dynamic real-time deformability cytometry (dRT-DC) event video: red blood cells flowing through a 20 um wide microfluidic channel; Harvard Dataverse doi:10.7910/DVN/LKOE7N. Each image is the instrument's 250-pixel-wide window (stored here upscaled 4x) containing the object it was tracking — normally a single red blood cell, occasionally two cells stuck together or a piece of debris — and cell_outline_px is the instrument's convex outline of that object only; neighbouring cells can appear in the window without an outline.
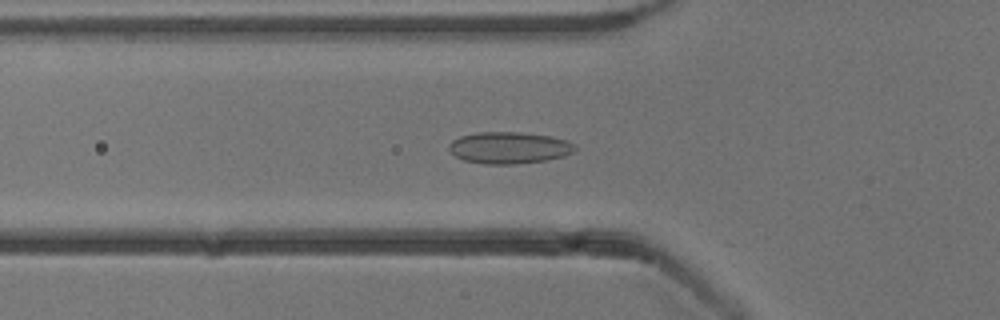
{"species": "common noctule bat (a hibernating species)", "species_latin": "Nyctalus noctula", "temperature_condition": "cold", "stored_images_in_passage": 49, "camera_frame_rate_fps": 3000, "um_per_image_px": 0.085, "animal": {"sex": "male", "body_mass_g": 13.3}, "frame": {"image": 1, "passage_image": 14, "time_ms": 4.333, "image_size_px": [1000, 320], "cell_outline_px": [[576, 148], [572, 152], [564, 156], [548, 160], [512, 164], [484, 164], [464, 160], [456, 156], [448, 148], [448, 144], [452, 140], [460, 136], [476, 132], [520, 132], [548, 136], [568, 140], [576, 144]], "centroid_in_image_um": [43.27, 12.55], "position_along_channel_um": 82.5, "area_um2": 23.35}}
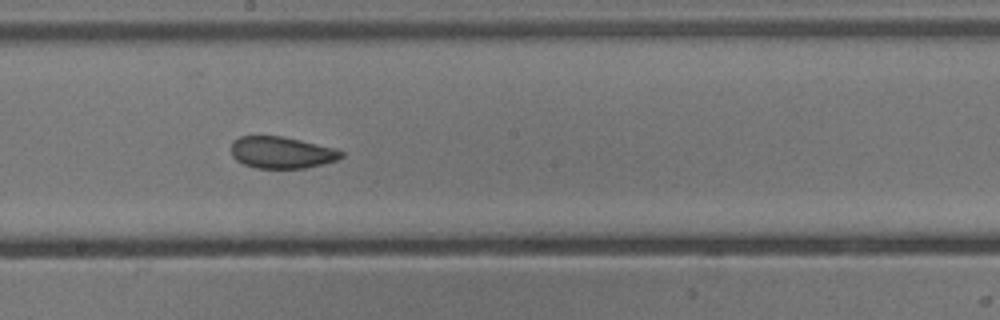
{"frame": {"image": 2, "passage_image": 25, "time_ms": 8.0, "image_size_px": [1000, 320], "cell_outline_px": [[344, 156], [336, 160], [304, 168], [256, 168], [244, 164], [236, 160], [232, 156], [232, 144], [240, 136], [280, 136], [300, 140], [336, 148], [344, 152]], "centroid_in_image_um": [23.95, 12.96], "position_along_channel_um": 224.2, "area_um2": 20.17}}
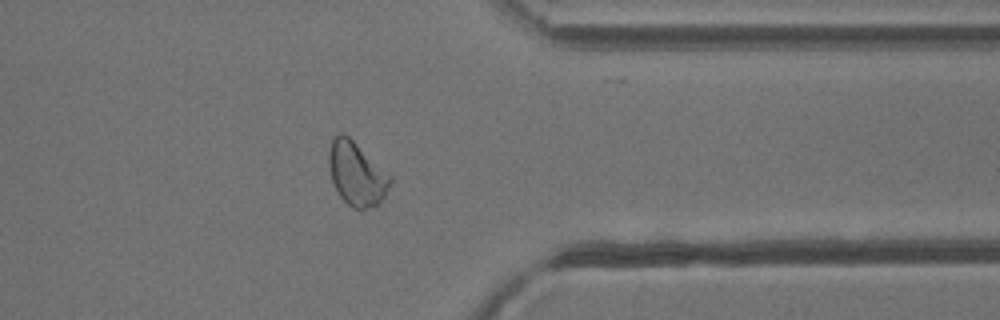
{"frame": {"image": 3, "passage_image": 38, "time_ms": 12.333, "image_size_px": [1000, 320], "cell_outline_px": [[392, 180], [384, 196], [376, 204], [368, 208], [352, 208], [340, 196], [332, 180], [328, 164], [328, 152], [332, 140], [340, 132], [344, 132], [392, 176]], "centroid_in_image_um": [30.3, 14.74], "position_along_channel_um": 381.1, "area_um2": 22.43}, "authors_computed_cell_mechanics": {"area_um2": 22.8888, "velocity_mm_per_s": 3.8393, "shape_relaxation_time_tau1_ms": null, "shape_relaxation_time_tau2_ms": 1.7302, "deformation_change_tau1": null, "deformation_change_tau2": 0.0547}}